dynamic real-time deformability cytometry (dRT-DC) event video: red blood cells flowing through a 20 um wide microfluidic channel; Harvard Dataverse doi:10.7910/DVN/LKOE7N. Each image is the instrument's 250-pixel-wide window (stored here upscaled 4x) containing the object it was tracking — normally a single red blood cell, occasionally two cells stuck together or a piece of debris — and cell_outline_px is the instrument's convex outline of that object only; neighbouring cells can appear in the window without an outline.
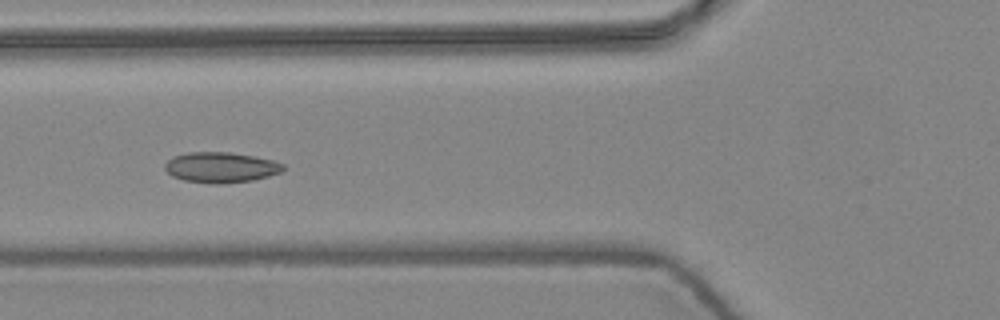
{"species": "common noctule bat (a hibernating species)", "species_latin": "Nyctalus noctula", "temperature_condition": "warm", "stored_images_in_passage": 7, "camera_frame_rate_fps": 3000, "um_per_image_px": 0.085, "animal": {"sex": "female", "body_mass_g": 24.6, "forearm_length_mm": 56.2}, "frame": {"image": 1, "passage_image": 6, "time_ms": 1.667, "image_size_px": [1000, 320], "cell_outline_px": [[284, 168], [280, 172], [268, 176], [252, 180], [216, 184], [212, 184], [184, 180], [172, 176], [164, 168], [164, 164], [172, 156], [188, 152], [228, 152], [252, 156], [272, 160], [284, 164]], "centroid_in_image_um": [18.73, 14.22], "position_along_channel_um": 107.1, "area_um2": 20.87}}
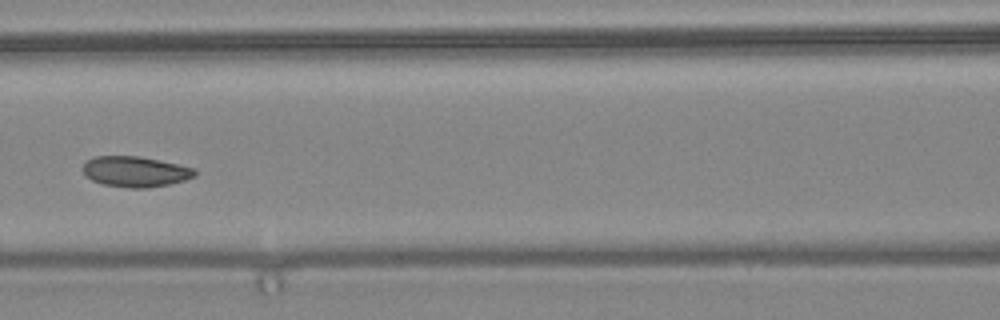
{"frame": {"image": 2, "passage_image": 7, "time_ms": 2.0, "image_size_px": [1000, 320], "cell_outline_px": [[196, 176], [184, 180], [168, 184], [148, 188], [128, 188], [100, 184], [84, 176], [84, 164], [88, 160], [96, 156], [140, 156], [196, 168]], "centroid_in_image_um": [11.5, 14.59], "position_along_channel_um": 155.1, "area_um2": 20.0}}